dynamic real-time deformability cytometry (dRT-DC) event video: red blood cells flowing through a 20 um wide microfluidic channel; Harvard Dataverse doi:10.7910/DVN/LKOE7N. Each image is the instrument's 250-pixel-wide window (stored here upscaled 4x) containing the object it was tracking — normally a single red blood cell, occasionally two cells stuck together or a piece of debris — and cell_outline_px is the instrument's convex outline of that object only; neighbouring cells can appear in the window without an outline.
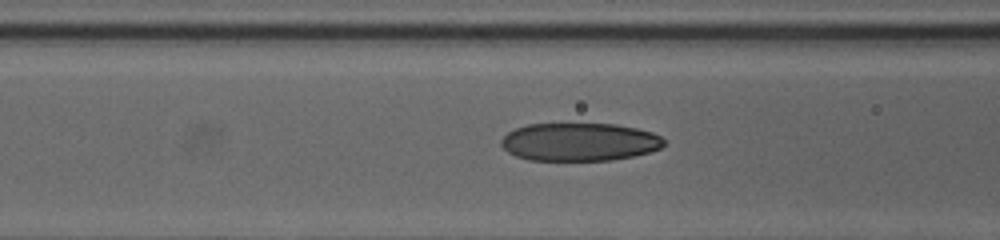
{"species": "human", "species_latin": "Homo sapiens", "temperature_condition": "cold", "stored_images_in_passage": 7, "camera_frame_rate_fps": 3000, "um_per_image_px": 0.085, "donor": {"sex": "female"}, "frame": {"image": 1, "passage_image": 5, "time_ms": 1.333, "image_size_px": [1000, 240], "cell_outline_px": [[664, 144], [660, 148], [648, 152], [632, 156], [612, 160], [528, 160], [516, 156], [508, 152], [500, 144], [500, 140], [508, 132], [516, 128], [528, 124], [616, 124], [636, 128], [652, 132], [660, 136], [664, 140]], "centroid_in_image_um": [49.23, 12.06], "position_along_channel_um": 117.4, "area_um2": 36.01}}